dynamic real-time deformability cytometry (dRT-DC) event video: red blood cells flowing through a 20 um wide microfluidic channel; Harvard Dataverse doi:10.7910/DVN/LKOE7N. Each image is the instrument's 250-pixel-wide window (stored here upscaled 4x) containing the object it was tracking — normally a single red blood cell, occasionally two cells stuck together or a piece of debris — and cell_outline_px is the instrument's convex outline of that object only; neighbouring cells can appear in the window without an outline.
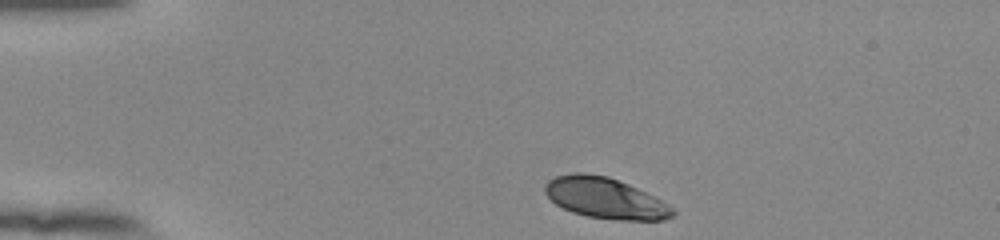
{"species": "human", "species_latin": "Homo sapiens", "temperature_condition": "room temperature", "stored_images_in_passage": 38, "camera_frame_rate_fps": 3000, "um_per_image_px": 0.085, "donor": {"sex": "female"}, "frame": {"image": 1, "passage_image": 1, "time_ms": 0.0, "image_size_px": [1000, 240], "cell_outline_px": [[676, 216], [664, 220], [616, 220], [588, 216], [572, 212], [556, 204], [544, 192], [544, 184], [548, 180], [556, 176], [576, 172], [580, 172], [608, 176], [628, 184], [660, 200], [672, 208], [676, 212]], "centroid_in_image_um": [51.42, 16.84], "position_along_channel_um": 33.6, "area_um2": 30.23}}
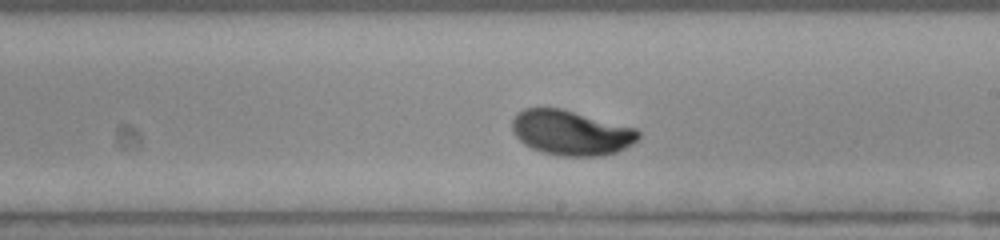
{"frame": {"image": 2, "passage_image": 22, "time_ms": 7.0, "image_size_px": [1000, 240], "cell_outline_px": [[640, 140], [616, 152], [600, 156], [560, 156], [544, 152], [532, 148], [524, 144], [512, 132], [512, 120], [516, 112], [524, 108], [560, 108], [636, 128], [640, 132]], "centroid_in_image_um": [48.53, 11.28], "position_along_channel_um": 240.5, "area_um2": 33.06}}
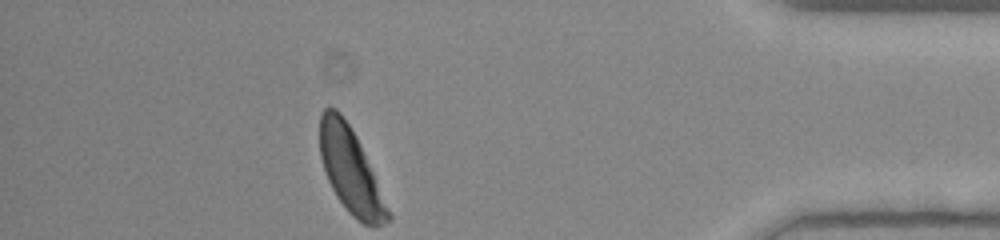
{"frame": {"image": 3, "passage_image": 38, "time_ms": 12.333, "image_size_px": [1000, 240], "cell_outline_px": [[392, 220], [380, 224], [364, 224], [352, 216], [348, 212], [336, 196], [328, 180], [320, 156], [320, 112], [324, 108], [336, 108], [340, 112], [356, 136], [360, 144], [392, 216]], "centroid_in_image_um": [29.77, 14.49], "position_along_channel_um": 405.4, "area_um2": 32.95}, "authors_computed_cell_mechanics": {"area_um2": 32.3969, "velocity_mm_per_s": 3.8327, "shape_relaxation_time_tau1_ms": 3.4926, "shape_relaxation_time_tau2_ms": null, "deformation_change_tau1": 0.1577, "deformation_change_tau2": null}}